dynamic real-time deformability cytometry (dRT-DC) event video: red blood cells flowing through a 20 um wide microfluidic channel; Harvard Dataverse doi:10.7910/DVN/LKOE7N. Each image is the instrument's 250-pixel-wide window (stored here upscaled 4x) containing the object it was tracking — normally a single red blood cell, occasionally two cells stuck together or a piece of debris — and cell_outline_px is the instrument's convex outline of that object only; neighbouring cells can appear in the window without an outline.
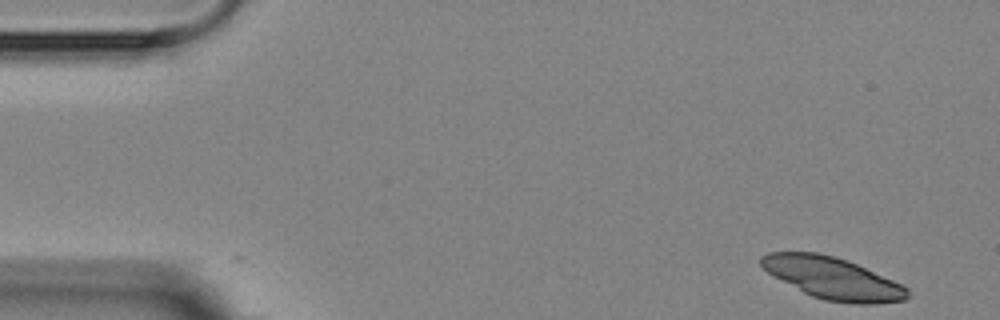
{"species": "Egyptian fruit bat (a non-hibernating species)", "species_latin": "Rousettus aegyptiacus", "temperature_condition": "room temperature", "stored_images_in_passage": 4, "camera_frame_rate_fps": 3000, "um_per_image_px": 0.085, "animal": {"sex": "female"}, "frame": {"image": 1, "passage_image": 1, "time_ms": 0.0, "image_size_px": [1000, 320], "cell_outline_px": [[912, 296], [904, 300], [876, 304], [852, 304], [824, 300], [812, 296], [772, 276], [760, 264], [760, 256], [768, 252], [816, 252], [848, 260], [892, 280], [908, 288]], "centroid_in_image_um": [70.78, 23.66], "position_along_channel_um": 14.2, "area_um2": 35.66}}